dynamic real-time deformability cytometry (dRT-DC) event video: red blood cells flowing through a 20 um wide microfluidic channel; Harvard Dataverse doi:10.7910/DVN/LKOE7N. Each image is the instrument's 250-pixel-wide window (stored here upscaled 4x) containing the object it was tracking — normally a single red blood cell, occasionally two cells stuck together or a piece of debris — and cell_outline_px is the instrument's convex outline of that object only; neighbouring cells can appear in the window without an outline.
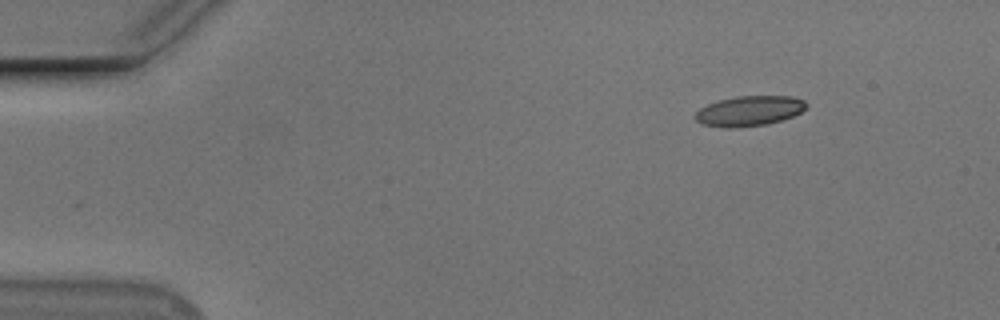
{"species": "Egyptian fruit bat (a non-hibernating species)", "species_latin": "Rousettus aegyptiacus", "temperature_condition": "cold", "stored_images_in_passage": 3, "camera_frame_rate_fps": 3000, "um_per_image_px": 0.085, "animal": {"sex": "male"}, "frame": {"image": 1, "passage_image": 1, "time_ms": 0.0, "image_size_px": [1000, 320], "cell_outline_px": [[808, 104], [800, 112], [792, 116], [780, 120], [764, 124], [732, 128], [724, 128], [704, 124], [696, 120], [696, 112], [700, 108], [708, 104], [720, 100], [736, 96], [792, 96], [804, 100]], "centroid_in_image_um": [63.69, 9.42], "position_along_channel_um": 21.3, "area_um2": 19.19}}